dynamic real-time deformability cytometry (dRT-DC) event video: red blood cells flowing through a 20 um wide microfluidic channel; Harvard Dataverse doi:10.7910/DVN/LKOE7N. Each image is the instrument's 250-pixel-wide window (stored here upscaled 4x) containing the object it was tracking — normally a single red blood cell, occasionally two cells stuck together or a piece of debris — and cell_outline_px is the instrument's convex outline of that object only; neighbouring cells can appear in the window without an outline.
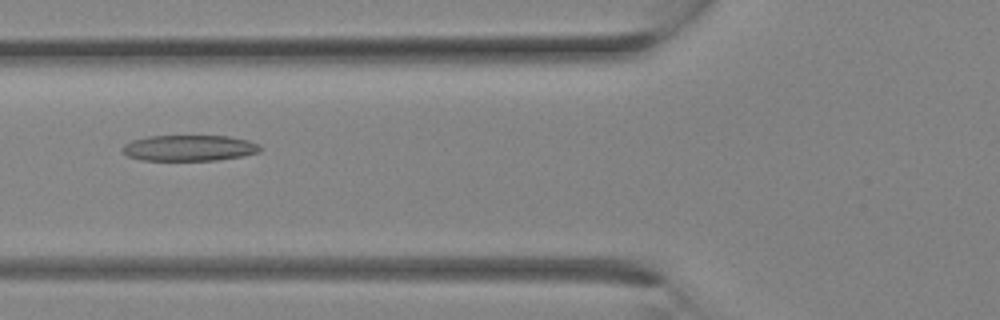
{"species": "Egyptian fruit bat (a non-hibernating species)", "species_latin": "Rousettus aegyptiacus", "temperature_condition": "room temperature", "stored_images_in_passage": 8, "camera_frame_rate_fps": 3000, "um_per_image_px": 0.085, "animal": {"sex": "female"}, "frame": {"image": 1, "passage_image": 5, "time_ms": 1.333, "image_size_px": [1000, 320], "cell_outline_px": [[260, 152], [244, 156], [216, 160], [140, 160], [128, 156], [120, 148], [124, 144], [132, 140], [148, 136], [228, 136], [248, 140], [260, 144]], "centroid_in_image_um": [16.09, 12.58], "position_along_channel_um": 109.7, "area_um2": 20.87}}
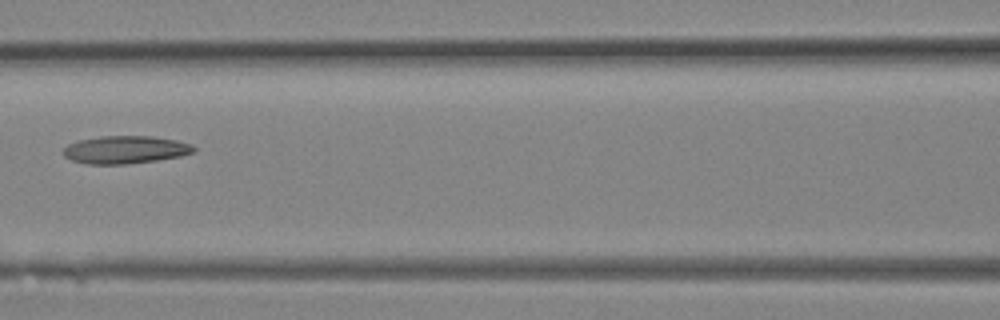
{"frame": {"image": 2, "passage_image": 7, "time_ms": 2.0, "image_size_px": [1000, 320], "cell_outline_px": [[196, 152], [180, 156], [156, 160], [128, 164], [84, 164], [72, 160], [64, 156], [64, 148], [68, 144], [80, 140], [100, 136], [152, 136], [176, 140], [192, 144], [196, 148]], "centroid_in_image_um": [10.67, 12.72], "position_along_channel_um": 155.9, "area_um2": 21.15}}